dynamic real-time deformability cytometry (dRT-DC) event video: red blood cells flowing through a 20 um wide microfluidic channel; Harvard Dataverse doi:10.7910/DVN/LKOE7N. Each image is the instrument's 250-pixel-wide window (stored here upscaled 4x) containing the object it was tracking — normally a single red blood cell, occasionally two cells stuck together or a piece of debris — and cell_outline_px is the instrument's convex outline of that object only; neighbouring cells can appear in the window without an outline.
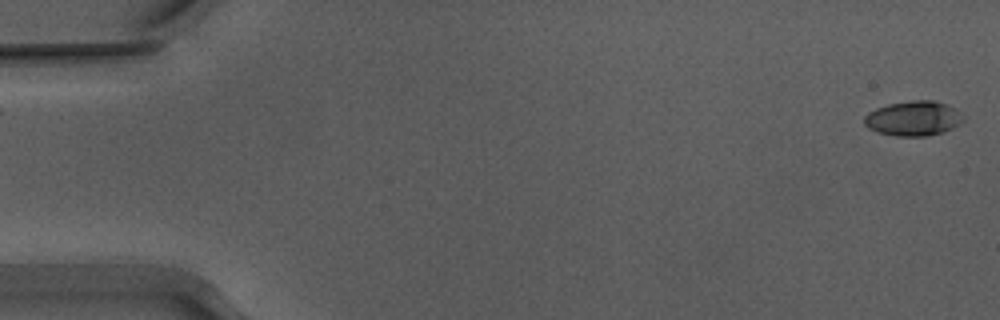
{"species": "Egyptian fruit bat (a non-hibernating species)", "species_latin": "Rousettus aegyptiacus", "temperature_condition": "warm", "stored_images_in_passage": 16, "camera_frame_rate_fps": 3000, "um_per_image_px": 0.085, "animal": {"sex": "male"}, "frame": {"image": 1, "passage_image": 1, "time_ms": 0.0, "image_size_px": [1000, 320], "cell_outline_px": [[964, 120], [960, 124], [944, 132], [924, 136], [896, 136], [876, 132], [868, 128], [864, 124], [864, 116], [868, 112], [876, 108], [888, 104], [912, 100], [932, 100], [948, 104], [956, 108], [964, 116]], "centroid_in_image_um": [77.65, 10.06], "position_along_channel_um": 7.4, "area_um2": 20.35}}